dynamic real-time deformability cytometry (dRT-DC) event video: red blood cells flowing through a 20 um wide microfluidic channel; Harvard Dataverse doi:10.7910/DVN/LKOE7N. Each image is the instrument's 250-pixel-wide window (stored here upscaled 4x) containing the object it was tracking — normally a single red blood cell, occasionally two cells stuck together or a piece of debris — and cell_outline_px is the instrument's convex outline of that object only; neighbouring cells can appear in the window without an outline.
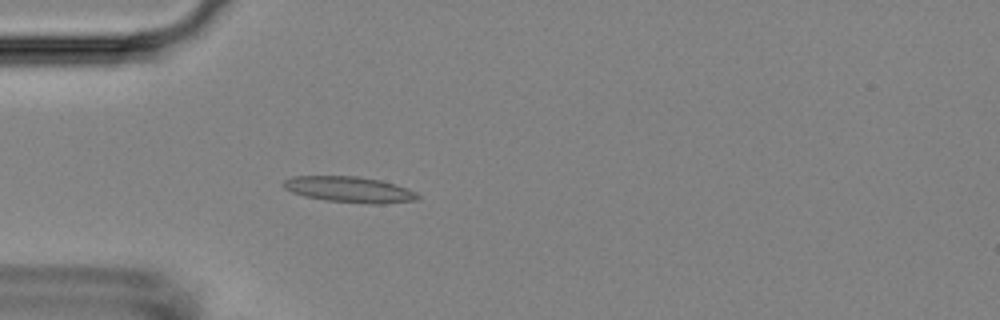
{"species": "Egyptian fruit bat (a non-hibernating species)", "species_latin": "Rousettus aegyptiacus", "temperature_condition": "room temperature", "stored_images_in_passage": 40, "camera_frame_rate_fps": 3000, "um_per_image_px": 0.085, "animal": {"sex": "female"}, "frame": {"image": 1, "passage_image": 1, "time_ms": 0.0, "image_size_px": [1000, 320], "cell_outline_px": [[420, 196], [416, 200], [384, 204], [372, 204], [324, 200], [304, 196], [292, 192], [284, 188], [280, 184], [284, 180], [292, 176], [356, 176], [380, 180], [396, 184], [408, 188], [416, 192]], "centroid_in_image_um": [29.69, 16.11], "position_along_channel_um": 55.3, "area_um2": 20.4}}
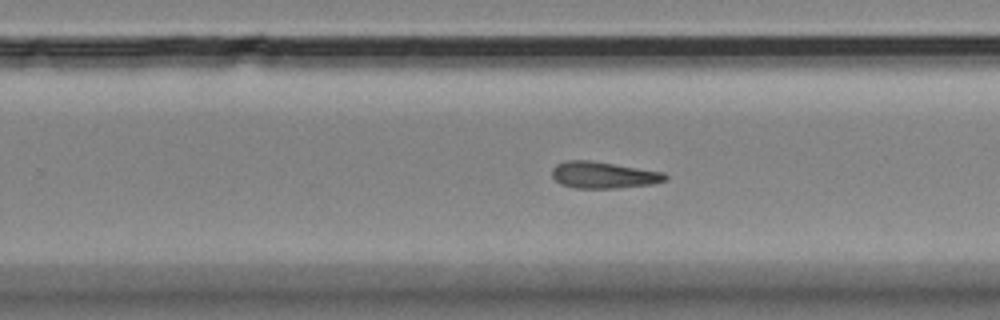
{"frame": {"image": 2, "passage_image": 20, "time_ms": 6.333, "image_size_px": [1000, 320], "cell_outline_px": [[668, 180], [652, 184], [616, 188], [576, 188], [560, 184], [552, 176], [552, 168], [556, 164], [564, 160], [588, 160], [664, 172], [668, 176]], "centroid_in_image_um": [51.29, 14.88], "position_along_channel_um": 278.5, "area_um2": 17.57}}
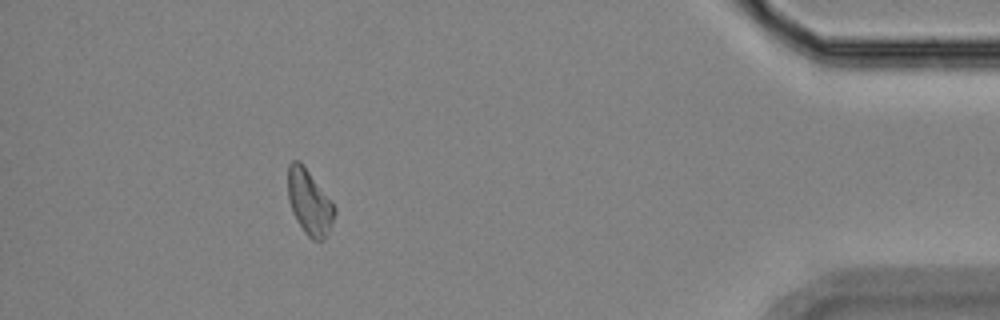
{"frame": {"image": 3, "passage_image": 35, "time_ms": 11.333, "image_size_px": [1000, 320], "cell_outline_px": [[336, 212], [332, 224], [324, 240], [312, 240], [304, 232], [296, 220], [292, 212], [288, 200], [288, 164], [292, 160], [300, 160], [336, 208]], "centroid_in_image_um": [26.28, 17.2], "position_along_channel_um": 408.9, "area_um2": 17.63}}